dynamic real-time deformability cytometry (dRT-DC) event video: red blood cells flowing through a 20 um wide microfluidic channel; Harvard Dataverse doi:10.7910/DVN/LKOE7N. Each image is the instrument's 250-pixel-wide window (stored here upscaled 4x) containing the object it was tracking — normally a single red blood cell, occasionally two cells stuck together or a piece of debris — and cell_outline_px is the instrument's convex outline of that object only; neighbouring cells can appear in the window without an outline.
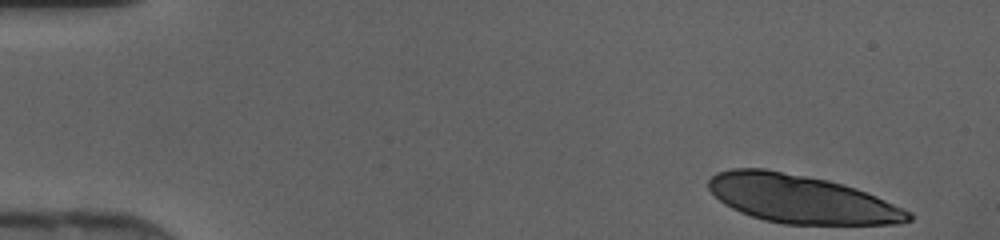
{"species": "human", "species_latin": "Homo sapiens", "temperature_condition": "cold", "stored_images_in_passage": 43, "segment_of_instrument_passage": [1, 2], "camera_frame_rate_fps": 3000, "um_per_image_px": 0.085, "donor": {"sex": "female"}, "frame": {"image": 1, "passage_image": 1, "time_ms": 0.0, "image_size_px": [1000, 240], "cell_outline_px": [[912, 220], [900, 224], [784, 224], [764, 220], [740, 212], [724, 204], [708, 188], [708, 180], [716, 172], [732, 168], [764, 168], [828, 180], [844, 184], [856, 188], [876, 196], [912, 212]], "centroid_in_image_um": [68.1, 16.91], "position_along_channel_um": 16.9, "area_um2": 56.12}}